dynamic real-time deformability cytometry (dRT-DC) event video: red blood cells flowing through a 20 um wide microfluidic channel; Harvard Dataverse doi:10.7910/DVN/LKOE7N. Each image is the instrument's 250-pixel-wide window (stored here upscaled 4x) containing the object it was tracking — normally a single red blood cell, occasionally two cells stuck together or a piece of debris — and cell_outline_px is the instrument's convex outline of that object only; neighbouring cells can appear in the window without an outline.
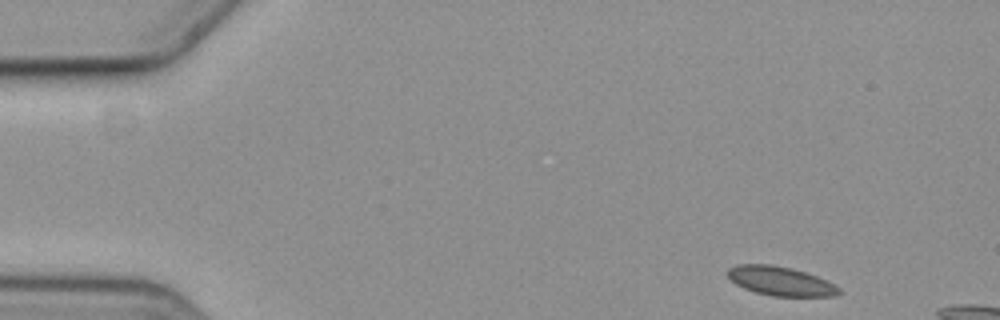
{"species": "common noctule bat (a hibernating species)", "species_latin": "Nyctalus noctula", "temperature_condition": "cold", "stored_images_in_passage": 9, "camera_frame_rate_fps": 3000, "um_per_image_px": 0.085, "animal": {"sex": "female", "body_mass_g": 19.3, "forearm_length_mm": 54.1}, "frame": {"image": 1, "passage_image": 1, "time_ms": 0.0, "image_size_px": [1000, 320], "cell_outline_px": [[840, 292], [836, 296], [772, 296], [756, 292], [744, 288], [736, 284], [728, 276], [728, 268], [736, 264], [772, 264], [792, 268], [816, 276], [836, 284], [840, 288]], "centroid_in_image_um": [66.35, 23.89], "position_along_channel_um": 18.6, "area_um2": 18.84}}